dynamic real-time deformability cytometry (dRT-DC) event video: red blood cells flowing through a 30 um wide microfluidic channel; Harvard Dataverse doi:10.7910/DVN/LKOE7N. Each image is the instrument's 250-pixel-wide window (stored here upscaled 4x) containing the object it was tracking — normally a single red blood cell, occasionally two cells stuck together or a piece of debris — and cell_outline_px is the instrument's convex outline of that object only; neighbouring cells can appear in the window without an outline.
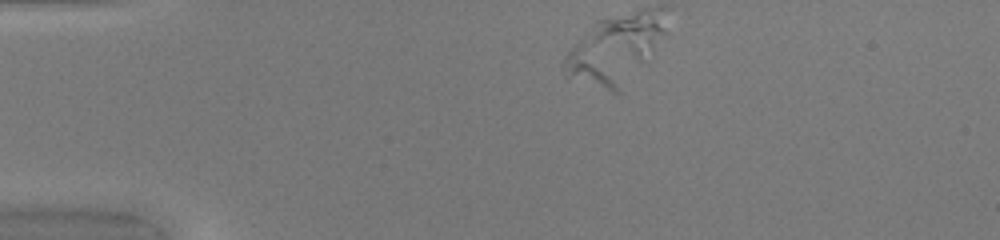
{"species": "common noctule bat (a hibernating species)", "species_latin": "Nyctalus noctula", "temperature_condition": "warm", "stored_images_in_passage": 1, "camera_frame_rate_fps": 3000, "um_per_image_px": 0.085, "animal": {"sex": "female", "body_mass_g": 20.0, "forearm_length_mm": 54.0}, "frame": {"image": 1, "passage_image": 1, "time_ms": 0.0, "image_size_px": [1000, 240], "cell_outline_px": [[616, 92], [612, 92], [568, 80], [564, 68], [564, 60], [568, 52], [580, 40], [612, 80], [616, 88]], "centroid_in_image_um": [49.85, 5.88], "position_along_channel_um": 35.1, "area_um2": 10.23}}